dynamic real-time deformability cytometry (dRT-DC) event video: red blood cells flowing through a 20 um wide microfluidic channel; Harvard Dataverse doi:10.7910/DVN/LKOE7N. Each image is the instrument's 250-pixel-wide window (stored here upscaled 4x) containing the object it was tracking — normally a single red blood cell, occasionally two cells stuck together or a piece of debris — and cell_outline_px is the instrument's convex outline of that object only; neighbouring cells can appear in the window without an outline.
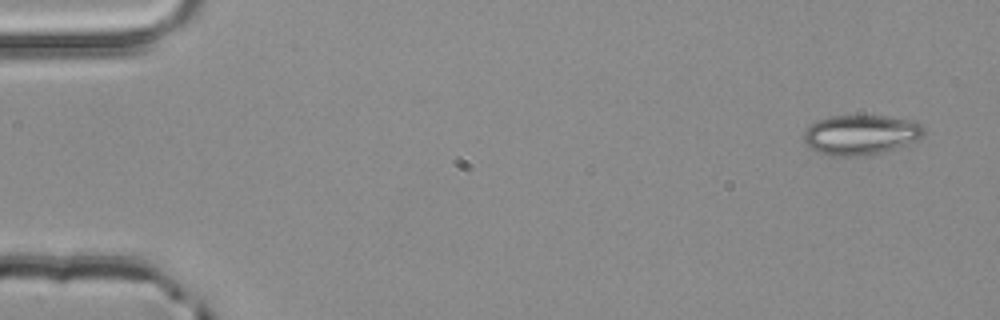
{"species": "common noctule bat (a hibernating species)", "species_latin": "Nyctalus noctula", "temperature_condition": "room temperature", "stored_images_in_passage": 3, "camera_frame_rate_fps": 3000, "um_per_image_px": 0.085, "animal": {"sex": "male", "body_mass_g": 20.4}, "frame": {"image": 1, "passage_image": 1, "time_ms": 0.0, "image_size_px": [1000, 320], "cell_outline_px": [[924, 132], [920, 140], [884, 152], [864, 156], [828, 156], [816, 152], [804, 140], [804, 128], [816, 120], [832, 116], [884, 116], [912, 120], [920, 124], [924, 128]], "centroid_in_image_um": [73.16, 11.47], "position_along_channel_um": 11.8, "area_um2": 28.21}}
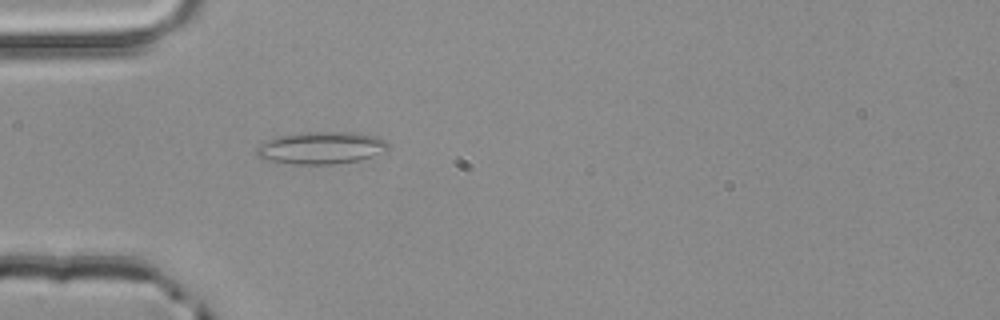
{"frame": {"image": 2, "passage_image": 3, "time_ms": 0.667, "image_size_px": [1000, 320], "cell_outline_px": [[388, 148], [372, 156], [360, 160], [336, 164], [292, 164], [264, 160], [256, 156], [256, 148], [260, 144], [268, 140], [280, 136], [316, 132], [360, 132], [376, 136], [384, 140], [388, 144]], "centroid_in_image_um": [27.29, 12.58], "position_along_channel_um": 57.7, "area_um2": 24.62}}